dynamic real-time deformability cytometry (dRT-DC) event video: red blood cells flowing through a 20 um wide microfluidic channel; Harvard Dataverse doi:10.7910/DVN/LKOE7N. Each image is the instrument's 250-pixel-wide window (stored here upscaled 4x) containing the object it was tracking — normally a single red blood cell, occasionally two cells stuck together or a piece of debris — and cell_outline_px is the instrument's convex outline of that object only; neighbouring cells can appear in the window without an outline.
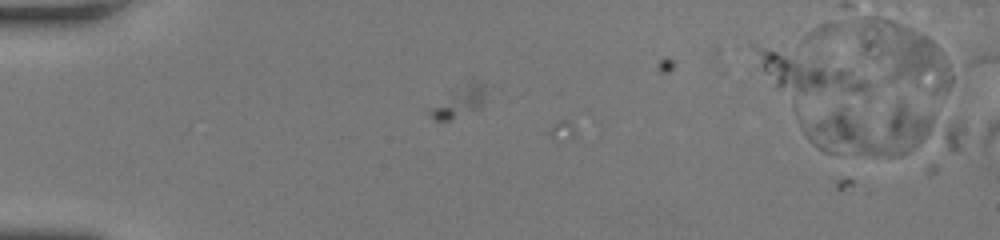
{"species": "human", "species_latin": "Homo sapiens", "temperature_condition": "room temperature", "stored_images_in_passage": 6, "camera_frame_rate_fps": 3000, "um_per_image_px": 0.085, "donor": {"sex": "female"}, "frame": {"image": 1, "passage_image": 1, "time_ms": 0.0, "image_size_px": [1000, 240], "cell_outline_px": [[960, 148], [900, 156], [888, 156], [824, 152], [812, 144], [808, 140], [800, 128], [796, 116], [796, 112], [896, 100], [904, 100], [960, 120]], "centroid_in_image_um": [74.83, 10.99], "position_along_channel_um": 10.2, "area_um2": 51.96}}